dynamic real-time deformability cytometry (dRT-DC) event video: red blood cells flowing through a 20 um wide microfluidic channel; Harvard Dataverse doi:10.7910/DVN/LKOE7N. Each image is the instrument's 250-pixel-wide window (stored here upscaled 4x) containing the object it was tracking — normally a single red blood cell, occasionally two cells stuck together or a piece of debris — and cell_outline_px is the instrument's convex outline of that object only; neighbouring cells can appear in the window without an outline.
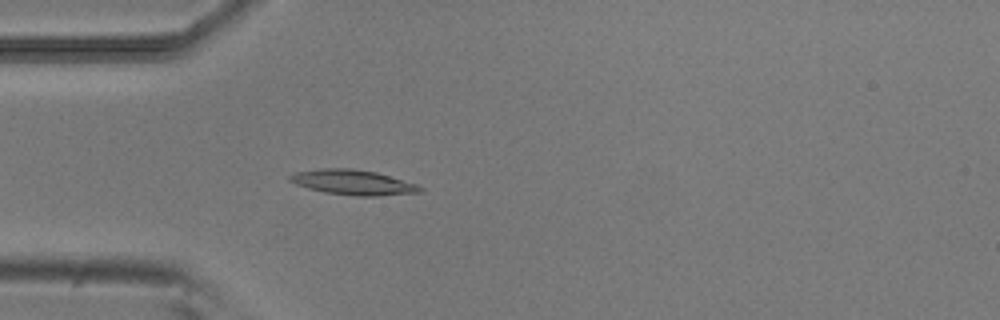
{"species": "common noctule bat (a hibernating species)", "species_latin": "Nyctalus noctula", "temperature_condition": "room temperature", "stored_images_in_passage": 48, "camera_frame_rate_fps": 3000, "um_per_image_px": 0.085, "animal": {"sex": "male", "body_mass_g": 20.5, "forearm_length_mm": 52.5}, "frame": {"image": 1, "passage_image": 14, "time_ms": 4.333, "image_size_px": [1000, 320], "cell_outline_px": [[424, 192], [376, 196], [356, 196], [324, 192], [308, 188], [296, 184], [288, 180], [288, 176], [296, 172], [320, 168], [352, 168], [376, 172], [416, 184], [424, 188]], "centroid_in_image_um": [30.01, 15.5], "position_along_channel_um": 55.0, "area_um2": 19.02}}
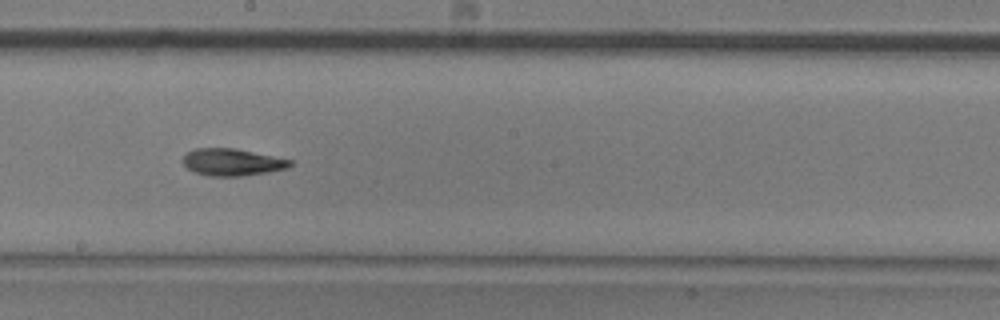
{"frame": {"image": 2, "passage_image": 28, "time_ms": 9.0, "image_size_px": [1000, 320], "cell_outline_px": [[292, 164], [288, 168], [268, 172], [240, 176], [208, 176], [196, 172], [188, 168], [184, 164], [184, 156], [188, 152], [196, 148], [236, 148], [292, 160]], "centroid_in_image_um": [19.76, 13.78], "position_along_channel_um": 228.4, "area_um2": 16.76}}
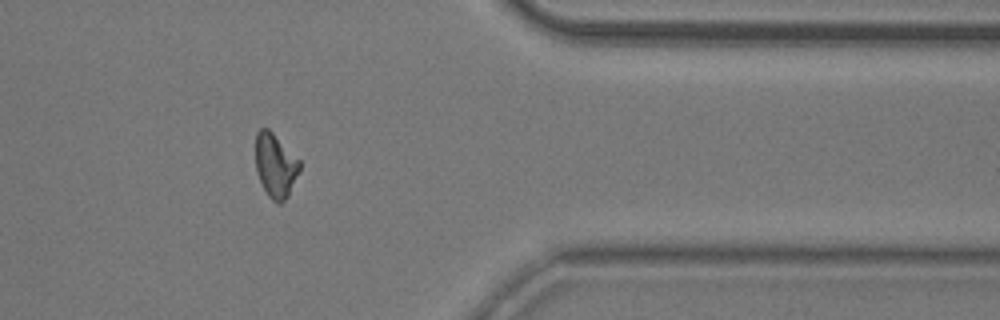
{"frame": {"image": 3, "passage_image": 42, "time_ms": 13.667, "image_size_px": [1000, 320], "cell_outline_px": [[300, 168], [288, 196], [280, 204], [276, 204], [268, 196], [256, 172], [256, 132], [260, 128], [268, 128], [300, 160]], "centroid_in_image_um": [23.4, 14.07], "position_along_channel_um": 388.0, "area_um2": 16.3}, "authors_computed_cell_mechanics": {"area_um2": 16.8198, "velocity_mm_per_s": 3.8057, "shape_relaxation_time_tau1_ms": 4.0486, "shape_relaxation_time_tau2_ms": 3.9825, "deformation_change_tau1": 0.18, "deformation_change_tau2": 0.1084}}